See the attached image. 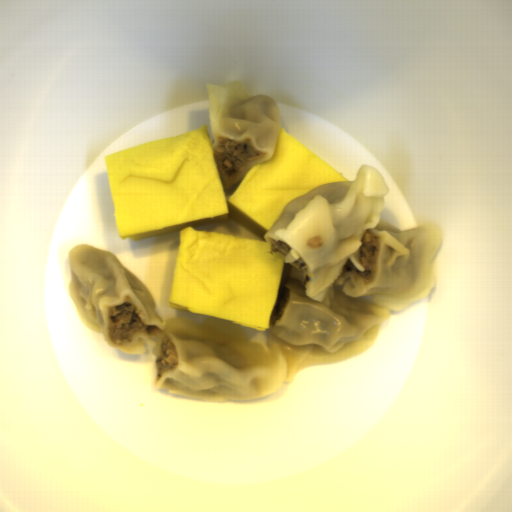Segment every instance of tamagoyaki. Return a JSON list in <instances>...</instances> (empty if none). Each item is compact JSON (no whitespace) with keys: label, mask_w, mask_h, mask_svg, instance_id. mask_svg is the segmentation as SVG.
<instances>
[{"label":"tamagoyaki","mask_w":512,"mask_h":512,"mask_svg":"<svg viewBox=\"0 0 512 512\" xmlns=\"http://www.w3.org/2000/svg\"><path fill=\"white\" fill-rule=\"evenodd\" d=\"M205 127L105 155L120 237L180 232L169 306L270 329L286 257L266 240L196 228L233 218L264 237L288 202L347 178L280 127L272 158L253 166L229 196Z\"/></svg>","instance_id":"1"}]
</instances>
